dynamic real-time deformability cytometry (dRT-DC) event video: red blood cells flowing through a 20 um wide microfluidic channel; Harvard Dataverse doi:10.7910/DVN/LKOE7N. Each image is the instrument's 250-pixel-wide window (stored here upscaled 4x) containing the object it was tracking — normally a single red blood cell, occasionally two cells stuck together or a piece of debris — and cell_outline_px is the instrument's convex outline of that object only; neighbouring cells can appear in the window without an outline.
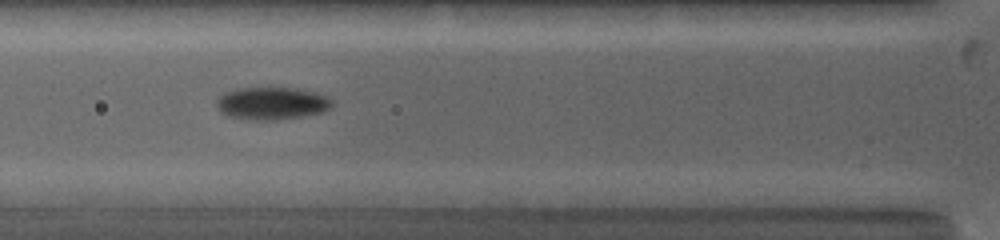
{"species": "common noctule bat (a hibernating species)", "species_latin": "Nyctalus noctula", "temperature_condition": "warm", "stored_images_in_passage": 7, "camera_frame_rate_fps": 5000, "um_per_image_px": 0.085, "animal": {"sex": "female", "body_mass_g": 19.0, "forearm_length_mm": 53.3}, "frame": {"image": 1, "passage_image": 6, "time_ms": 3.6, "image_size_px": [1000, 240], "cell_outline_px": [[332, 108], [324, 112], [276, 120], [252, 120], [224, 116], [220, 112], [216, 104], [216, 100], [224, 92], [240, 88], [296, 88], [316, 92], [328, 96], [332, 100]], "centroid_in_image_um": [23.1, 8.79], "position_along_channel_um": 102.7, "area_um2": 22.14}}